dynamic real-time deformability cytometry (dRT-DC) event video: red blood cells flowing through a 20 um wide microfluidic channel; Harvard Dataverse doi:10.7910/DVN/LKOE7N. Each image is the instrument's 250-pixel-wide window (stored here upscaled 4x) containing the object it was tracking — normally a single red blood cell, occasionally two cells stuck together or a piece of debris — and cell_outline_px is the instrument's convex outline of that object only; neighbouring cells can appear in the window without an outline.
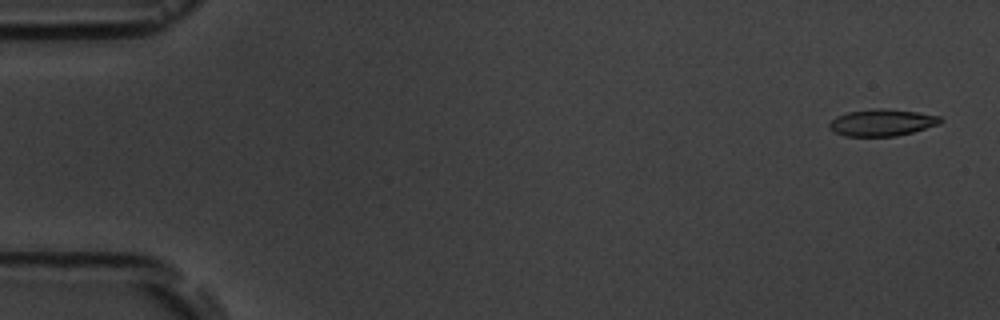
{"species": "common noctule bat (a hibernating species)", "species_latin": "Nyctalus noctula", "temperature_condition": "room temperature", "stored_images_in_passage": 5, "camera_frame_rate_fps": 3000, "um_per_image_px": 0.085, "animal": {"sex": "male", "body_mass_g": 19.5, "forearm_length_mm": 54.6}, "frame": {"image": 1, "passage_image": 1, "time_ms": 0.0, "image_size_px": [1000, 320], "cell_outline_px": [[944, 120], [940, 124], [912, 132], [896, 136], [844, 136], [836, 132], [828, 124], [836, 116], [848, 112], [880, 108], [884, 108], [916, 112], [940, 116]], "centroid_in_image_um": [75.0, 10.42], "position_along_channel_um": 10.0, "area_um2": 17.17}}
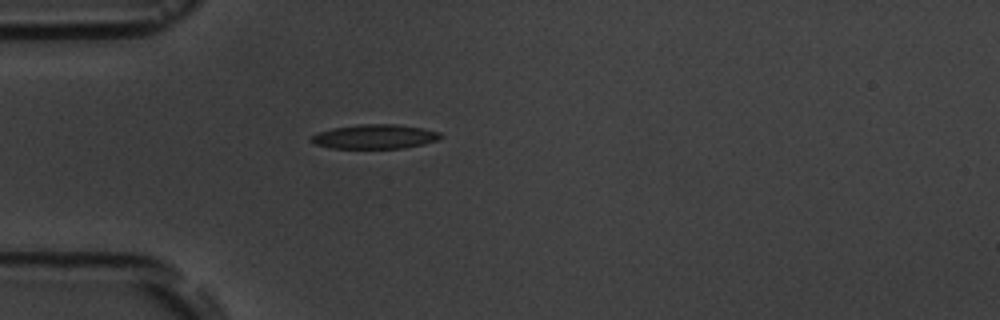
{"frame": {"image": 2, "passage_image": 5, "time_ms": 4.667, "image_size_px": [1000, 320], "cell_outline_px": [[444, 136], [436, 140], [424, 144], [404, 148], [332, 148], [316, 144], [308, 140], [312, 136], [320, 132], [332, 128], [360, 124], [396, 124], [424, 128], [440, 132]], "centroid_in_image_um": [31.89, 11.61], "position_along_channel_um": 53.1, "area_um2": 18.32}}